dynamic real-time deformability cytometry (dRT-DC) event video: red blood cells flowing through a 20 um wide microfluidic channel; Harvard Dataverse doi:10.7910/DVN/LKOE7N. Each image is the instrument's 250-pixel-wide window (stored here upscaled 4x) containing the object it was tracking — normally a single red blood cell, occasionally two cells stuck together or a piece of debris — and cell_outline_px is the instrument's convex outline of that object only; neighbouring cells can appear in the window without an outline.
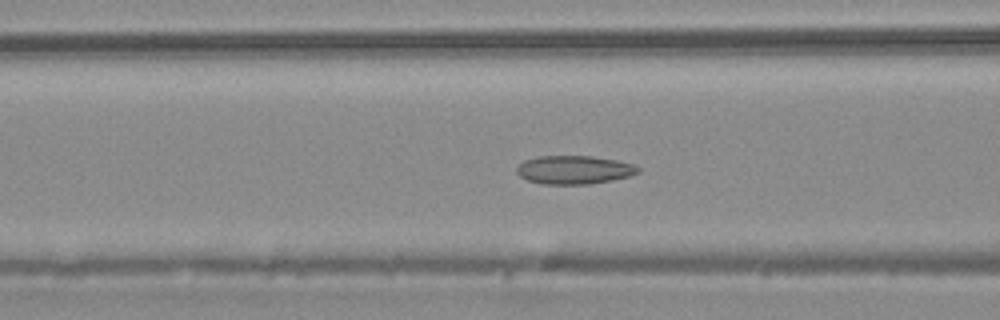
{"species": "common noctule bat (a hibernating species)", "species_latin": "Nyctalus noctula", "temperature_condition": "warm", "stored_images_in_passage": 46, "camera_frame_rate_fps": 3000, "um_per_image_px": 0.085, "animal": {"sex": "male", "body_mass_g": 20.4}, "frame": {"image": 1, "passage_image": 18, "time_ms": 5.667, "image_size_px": [1000, 320], "cell_outline_px": [[640, 172], [632, 176], [612, 180], [588, 184], [540, 184], [528, 180], [520, 176], [516, 172], [516, 168], [524, 160], [540, 156], [588, 156], [616, 160], [632, 164], [640, 168]], "centroid_in_image_um": [48.8, 14.44], "position_along_channel_um": 117.8, "area_um2": 20.11}}
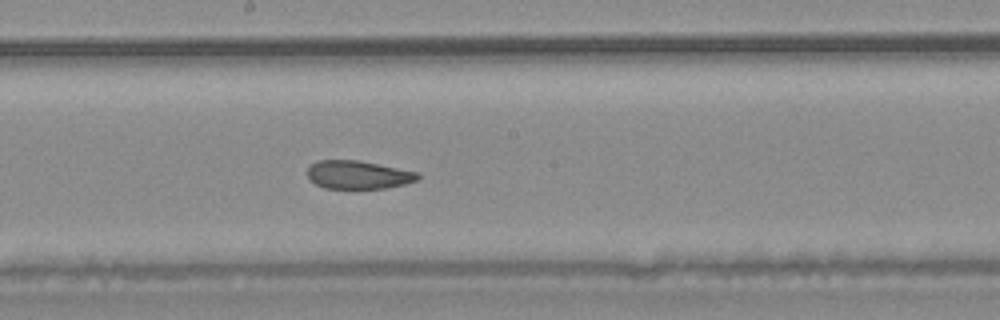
{"frame": {"image": 2, "passage_image": 25, "time_ms": 8.0, "image_size_px": [1000, 320], "cell_outline_px": [[420, 176], [416, 180], [404, 184], [384, 188], [324, 188], [316, 184], [308, 176], [308, 168], [316, 160], [360, 160], [420, 172]], "centroid_in_image_um": [30.47, 14.84], "position_along_channel_um": 217.7, "area_um2": 18.15}}
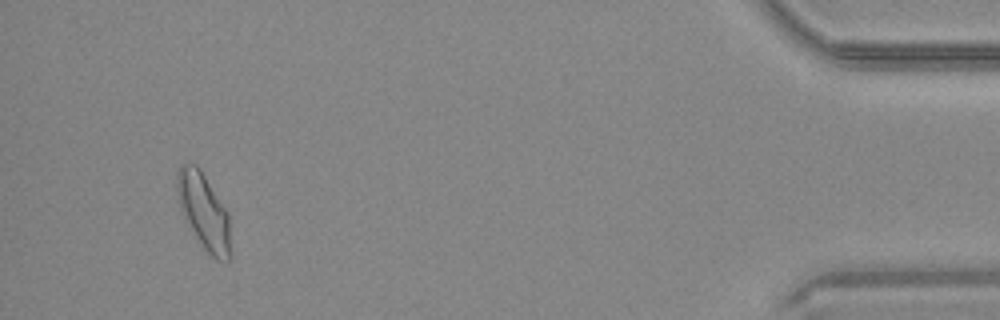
{"frame": {"image": 3, "passage_image": 44, "time_ms": 14.333, "image_size_px": [1000, 320], "cell_outline_px": [[232, 256], [228, 260], [216, 260], [204, 248], [196, 236], [184, 216], [180, 208], [176, 196], [176, 172], [180, 164], [196, 164], [200, 168], [228, 212]], "centroid_in_image_um": [17.32, 17.94], "position_along_channel_um": 417.9, "area_um2": 23.76}}